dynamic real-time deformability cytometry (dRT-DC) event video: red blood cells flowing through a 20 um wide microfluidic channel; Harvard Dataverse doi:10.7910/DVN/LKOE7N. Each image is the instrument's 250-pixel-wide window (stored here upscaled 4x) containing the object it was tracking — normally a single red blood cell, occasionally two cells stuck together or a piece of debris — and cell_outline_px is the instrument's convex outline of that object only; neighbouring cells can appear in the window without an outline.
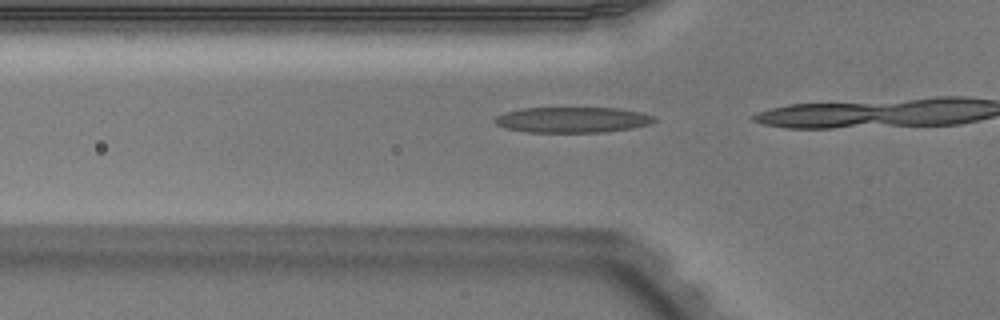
{"species": "Egyptian fruit bat (a non-hibernating species)", "species_latin": "Rousettus aegyptiacus", "temperature_condition": "warm", "stored_images_in_passage": 4, "camera_frame_rate_fps": 3000, "um_per_image_px": 0.085, "animal": {"sex": "male"}, "frame": {"image": 1, "passage_image": 2, "time_ms": 0.333, "image_size_px": [1000, 320], "cell_outline_px": [[656, 120], [648, 124], [632, 128], [604, 132], [524, 132], [504, 128], [496, 124], [492, 120], [496, 116], [504, 112], [524, 108], [620, 108], [640, 112], [656, 116]], "centroid_in_image_um": [48.63, 10.18], "position_along_channel_um": 77.2, "area_um2": 23.93}}